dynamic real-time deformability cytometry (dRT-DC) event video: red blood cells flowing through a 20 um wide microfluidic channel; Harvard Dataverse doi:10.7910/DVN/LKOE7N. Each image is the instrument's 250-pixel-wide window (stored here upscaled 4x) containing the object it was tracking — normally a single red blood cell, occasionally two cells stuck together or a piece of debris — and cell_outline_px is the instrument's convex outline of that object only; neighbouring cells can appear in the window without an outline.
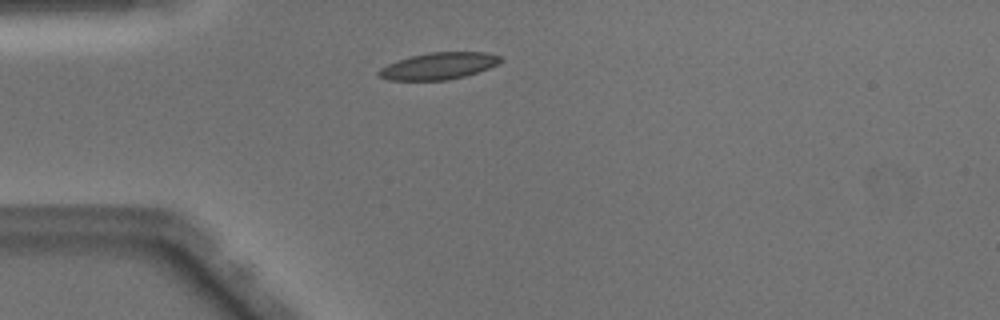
{"species": "Egyptian fruit bat (a non-hibernating species)", "species_latin": "Rousettus aegyptiacus", "temperature_condition": "warm", "stored_images_in_passage": 37, "camera_frame_rate_fps": 3000, "um_per_image_px": 0.085, "animal": {"sex": "male"}, "frame": {"image": 1, "passage_image": 1, "time_ms": 0.0, "image_size_px": [1000, 320], "cell_outline_px": [[504, 60], [488, 68], [464, 76], [444, 80], [388, 80], [376, 76], [376, 72], [380, 68], [388, 64], [412, 56], [432, 52], [484, 52], [500, 56]], "centroid_in_image_um": [37.25, 5.61], "position_along_channel_um": 47.8, "area_um2": 18.79}}
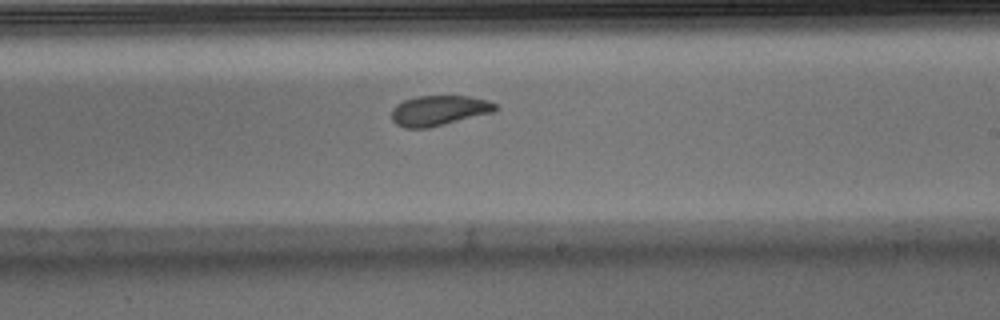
{"frame": {"image": 2, "passage_image": 17, "time_ms": 5.333, "image_size_px": [1000, 320], "cell_outline_px": [[500, 108], [492, 112], [428, 128], [404, 128], [396, 124], [392, 120], [392, 108], [396, 104], [404, 100], [416, 96], [468, 96], [488, 100], [496, 104]], "centroid_in_image_um": [37.29, 9.39], "position_along_channel_um": 251.7, "area_um2": 18.21}}
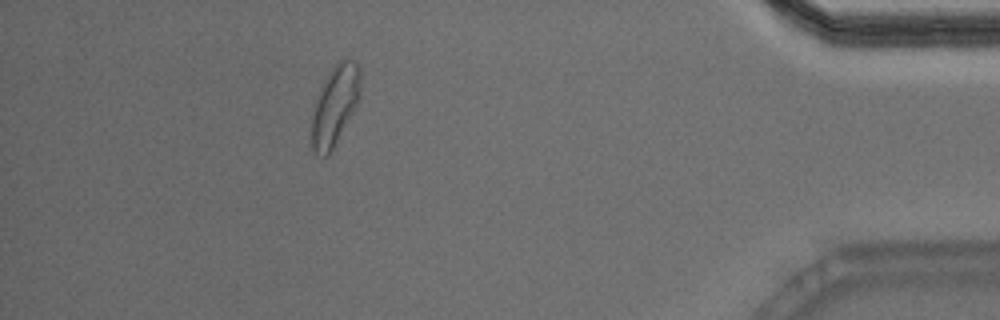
{"frame": {"image": 3, "passage_image": 32, "time_ms": 10.333, "image_size_px": [1000, 320], "cell_outline_px": [[360, 92], [356, 104], [328, 156], [324, 156], [316, 152], [312, 148], [312, 112], [316, 96], [324, 80], [332, 68], [336, 64], [344, 60], [348, 60], [356, 64], [360, 68]], "centroid_in_image_um": [28.44, 8.95], "position_along_channel_um": 406.8, "area_um2": 21.79}, "authors_computed_cell_mechanics": {"area_um2": 18.9584, "velocity_mm_per_s": 4.086, "shape_relaxation_time_tau1_ms": 4.893, "shape_relaxation_time_tau2_ms": 2.1529, "deformation_change_tau1": 0.1546, "deformation_change_tau2": 0.0884}}